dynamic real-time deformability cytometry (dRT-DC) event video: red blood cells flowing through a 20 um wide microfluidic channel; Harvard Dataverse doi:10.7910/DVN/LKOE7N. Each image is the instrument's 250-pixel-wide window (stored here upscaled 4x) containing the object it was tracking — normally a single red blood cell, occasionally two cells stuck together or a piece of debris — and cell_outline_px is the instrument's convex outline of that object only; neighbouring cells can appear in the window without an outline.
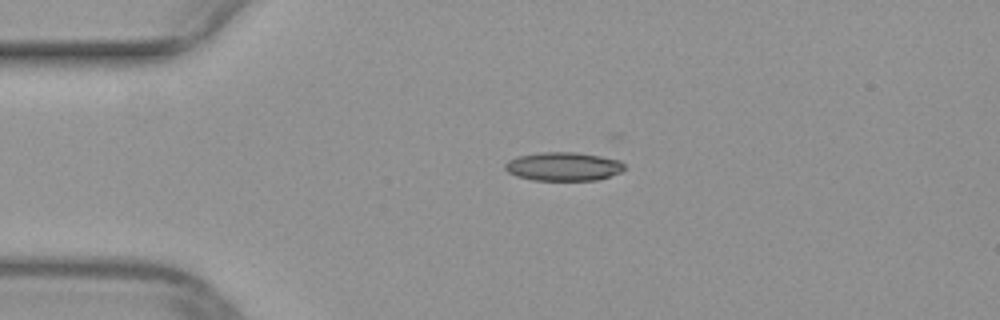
{"species": "common noctule bat (a hibernating species)", "species_latin": "Nyctalus noctula", "temperature_condition": "warm", "stored_images_in_passage": 11, "camera_frame_rate_fps": 3000, "um_per_image_px": 0.085, "animal": {"sex": "female", "body_mass_g": 29.2, "forearm_length_mm": 56.3}, "frame": {"image": 1, "passage_image": 1, "time_ms": 0.0, "image_size_px": [1000, 320], "cell_outline_px": [[628, 168], [620, 172], [596, 180], [532, 180], [516, 176], [508, 172], [504, 168], [504, 164], [508, 160], [516, 156], [540, 152], [576, 152], [600, 156], [620, 160]], "centroid_in_image_um": [47.87, 14.14], "position_along_channel_um": 37.1, "area_um2": 20.06}}
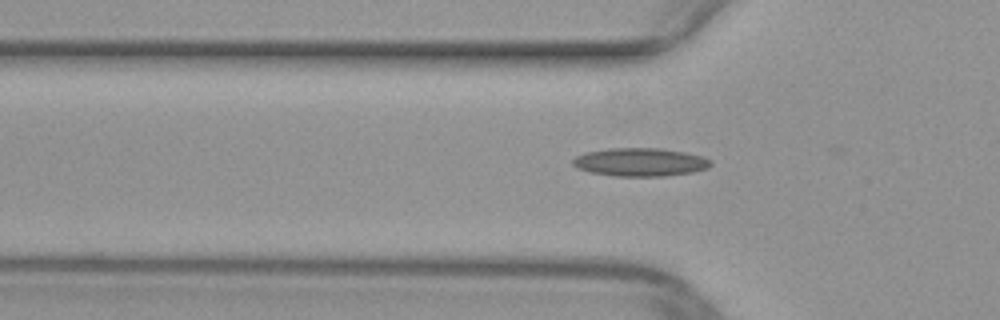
{"frame": {"image": 2, "passage_image": 6, "time_ms": 1.667, "image_size_px": [1000, 320], "cell_outline_px": [[712, 164], [708, 168], [692, 172], [664, 176], [616, 176], [592, 172], [576, 168], [572, 164], [572, 160], [576, 156], [584, 152], [612, 148], [660, 148], [684, 152], [700, 156], [712, 160]], "centroid_in_image_um": [54.41, 13.78], "position_along_channel_um": 71.4, "area_um2": 22.66}}
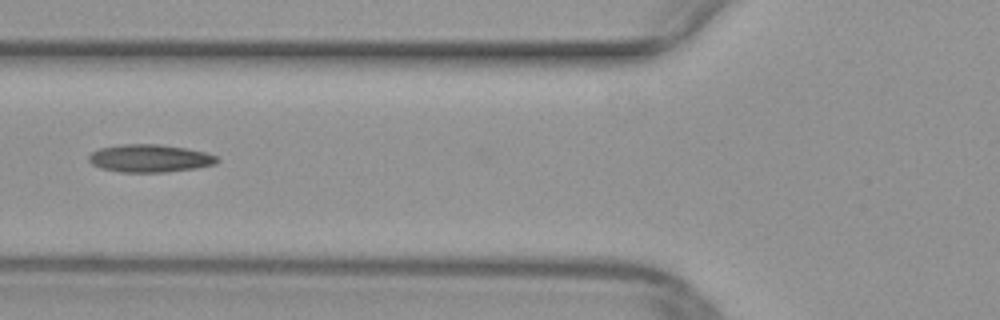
{"frame": {"image": 3, "passage_image": 9, "time_ms": 2.667, "image_size_px": [1000, 320], "cell_outline_px": [[220, 160], [216, 164], [196, 168], [164, 172], [120, 172], [100, 168], [92, 164], [88, 160], [88, 156], [92, 152], [100, 148], [124, 144], [160, 144], [184, 148], [204, 152], [216, 156]], "centroid_in_image_um": [12.72, 13.46], "position_along_channel_um": 113.1, "area_um2": 20.69}}